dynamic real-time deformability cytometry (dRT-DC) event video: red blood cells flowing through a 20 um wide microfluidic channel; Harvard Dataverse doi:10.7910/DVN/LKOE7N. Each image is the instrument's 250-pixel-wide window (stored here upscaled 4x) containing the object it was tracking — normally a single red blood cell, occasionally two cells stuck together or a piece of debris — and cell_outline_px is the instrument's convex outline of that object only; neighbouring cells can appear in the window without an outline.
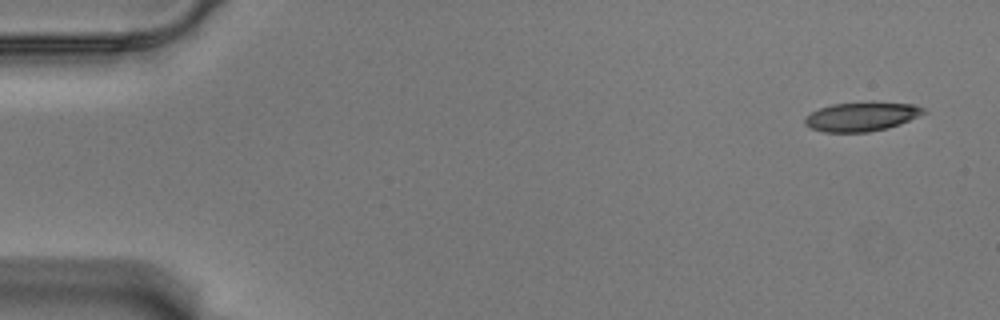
{"species": "Egyptian fruit bat (a non-hibernating species)", "species_latin": "Rousettus aegyptiacus", "temperature_condition": "warm", "stored_images_in_passage": 55, "camera_frame_rate_fps": 3000, "um_per_image_px": 0.085, "animal": {"sex": "male"}, "frame": {"image": 1, "passage_image": 1, "time_ms": 0.0, "image_size_px": [1000, 320], "cell_outline_px": [[928, 112], [900, 124], [888, 128], [868, 132], [824, 132], [812, 128], [804, 124], [804, 116], [820, 108], [832, 104], [872, 100], [912, 104], [924, 108]], "centroid_in_image_um": [73.25, 9.88], "position_along_channel_um": 11.7, "area_um2": 20.63}}
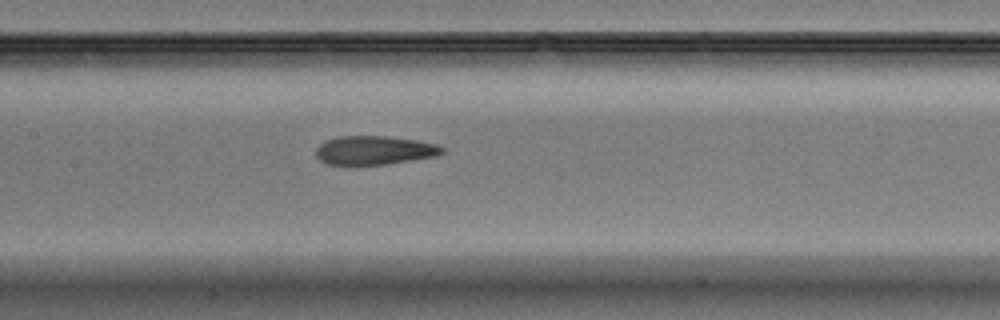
{"frame": {"image": 2, "passage_image": 26, "time_ms": 8.333, "image_size_px": [1000, 320], "cell_outline_px": [[444, 152], [436, 156], [412, 160], [384, 164], [324, 164], [316, 156], [316, 148], [324, 140], [336, 136], [384, 136], [416, 140], [436, 144], [444, 148]], "centroid_in_image_um": [31.79, 12.76], "position_along_channel_um": 175.6, "area_um2": 21.1}}
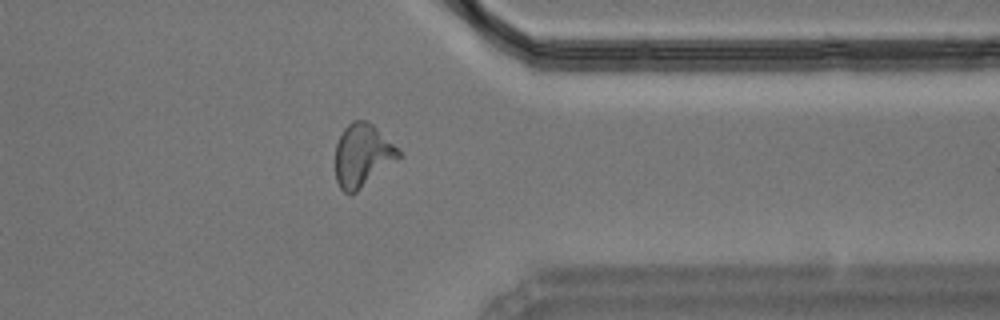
{"frame": {"image": 3, "passage_image": 44, "time_ms": 14.333, "image_size_px": [1000, 320], "cell_outline_px": [[400, 156], [396, 160], [356, 192], [344, 192], [340, 188], [336, 180], [336, 144], [344, 128], [352, 120], [364, 120], [372, 124], [400, 148]], "centroid_in_image_um": [30.81, 13.18], "position_along_channel_um": 380.6, "area_um2": 22.89}, "authors_computed_cell_mechanics": {"area_um2": 21.9062, "velocity_mm_per_s": 3.5271, "shape_relaxation_time_tau1_ms": 7.1938, "shape_relaxation_time_tau2_ms": 1.865, "deformation_change_tau1": 0.2271, "deformation_change_tau2": 0.1151}}